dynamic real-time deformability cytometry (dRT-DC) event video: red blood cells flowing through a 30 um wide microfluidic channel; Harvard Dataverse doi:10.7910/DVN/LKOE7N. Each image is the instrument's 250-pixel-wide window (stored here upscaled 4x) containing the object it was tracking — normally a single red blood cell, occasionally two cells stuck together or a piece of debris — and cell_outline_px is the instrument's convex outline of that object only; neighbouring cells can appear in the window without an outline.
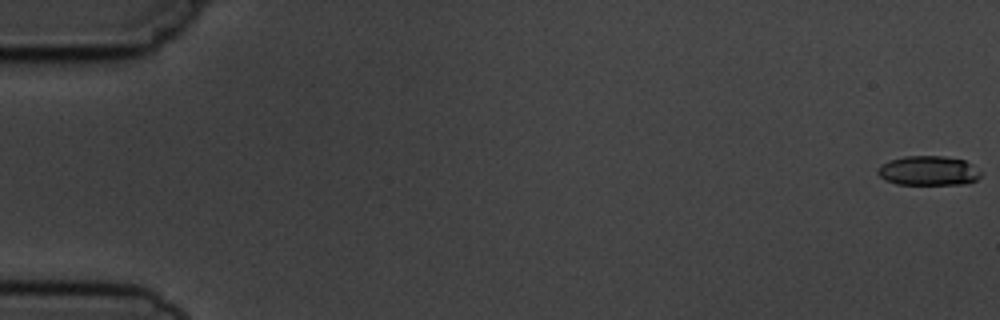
{"species": "common noctule bat (a hibernating species)", "species_latin": "Nyctalus noctula", "temperature_condition": "cold", "stored_images_in_passage": 7, "camera_frame_rate_fps": 3000, "um_per_image_px": 0.085, "animal": {"sex": "male", "body_mass_g": 19.5, "forearm_length_mm": 54.6}, "frame": {"image": 1, "passage_image": 1, "time_ms": 0.0, "image_size_px": [1000, 320], "cell_outline_px": [[980, 176], [976, 180], [968, 184], [896, 184], [884, 180], [876, 172], [876, 168], [892, 160], [904, 156], [944, 156], [964, 160], [972, 164], [980, 172]], "centroid_in_image_um": [78.91, 14.52], "position_along_channel_um": 6.1, "area_um2": 17.69}}
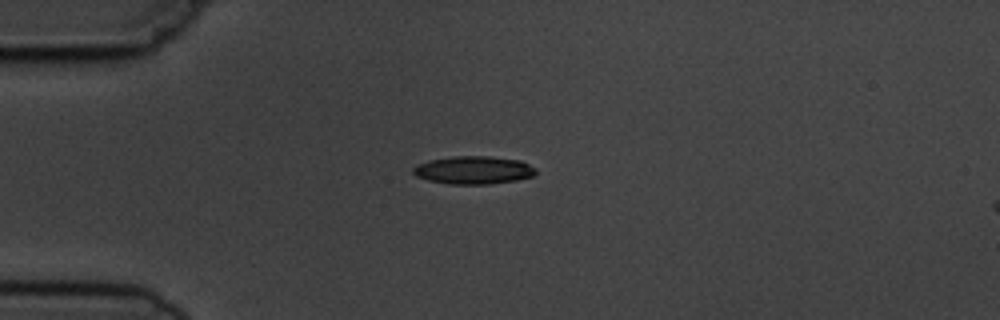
{"frame": {"image": 2, "passage_image": 5, "time_ms": 4.667, "image_size_px": [1000, 320], "cell_outline_px": [[536, 176], [516, 180], [488, 184], [448, 184], [428, 180], [416, 176], [412, 172], [412, 168], [416, 164], [428, 160], [452, 156], [488, 156], [520, 160], [536, 168]], "centroid_in_image_um": [40.24, 14.45], "position_along_channel_um": 44.8, "area_um2": 20.17}}
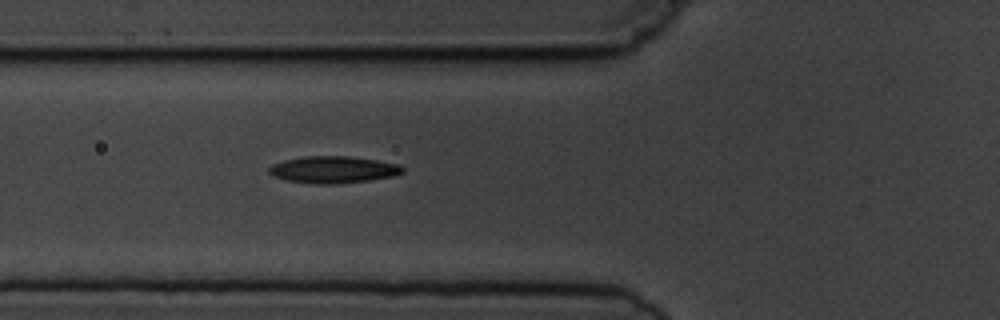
{"frame": {"image": 3, "passage_image": 7, "time_ms": 6.667, "image_size_px": [1000, 320], "cell_outline_px": [[404, 172], [392, 176], [368, 180], [332, 184], [316, 184], [288, 180], [276, 176], [268, 172], [268, 168], [272, 164], [284, 160], [304, 156], [352, 156], [400, 164], [404, 168]], "centroid_in_image_um": [28.34, 14.4], "position_along_channel_um": 97.5, "area_um2": 20.81}}